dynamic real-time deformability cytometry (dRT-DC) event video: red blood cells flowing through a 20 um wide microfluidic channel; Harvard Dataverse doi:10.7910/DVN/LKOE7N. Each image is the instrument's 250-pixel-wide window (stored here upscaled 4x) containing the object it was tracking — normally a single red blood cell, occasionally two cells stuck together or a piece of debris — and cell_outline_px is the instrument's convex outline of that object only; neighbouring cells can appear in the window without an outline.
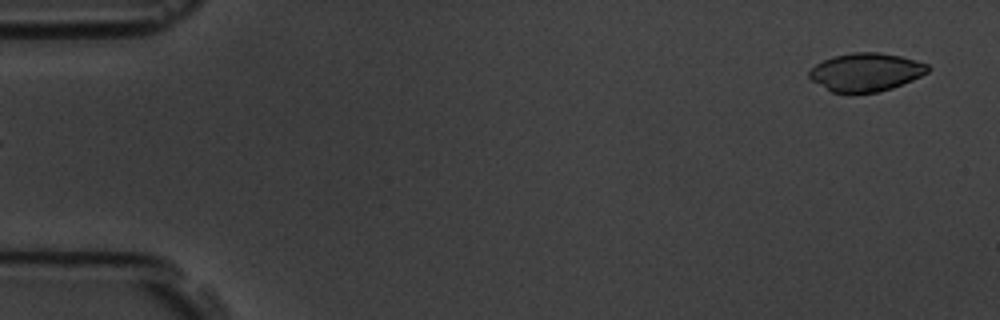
{"species": "common noctule bat (a hibernating species)", "species_latin": "Nyctalus noctula", "temperature_condition": "room temperature", "stored_images_in_passage": 6, "segment_of_instrument_passage": [2, 2], "camera_frame_rate_fps": 3000, "um_per_image_px": 0.085, "animal": {"sex": "male", "body_mass_g": 19.5, "forearm_length_mm": 54.6}, "frame": {"image": 1, "passage_image": 6, "time_ms": 5.667, "image_size_px": [1000, 320], "cell_outline_px": [[932, 68], [928, 72], [912, 80], [892, 88], [876, 92], [832, 92], [812, 80], [808, 76], [808, 72], [816, 64], [832, 56], [852, 52], [880, 52], [900, 56], [928, 64]], "centroid_in_image_um": [73.61, 6.11], "position_along_channel_um": 11.4, "area_um2": 26.24}}